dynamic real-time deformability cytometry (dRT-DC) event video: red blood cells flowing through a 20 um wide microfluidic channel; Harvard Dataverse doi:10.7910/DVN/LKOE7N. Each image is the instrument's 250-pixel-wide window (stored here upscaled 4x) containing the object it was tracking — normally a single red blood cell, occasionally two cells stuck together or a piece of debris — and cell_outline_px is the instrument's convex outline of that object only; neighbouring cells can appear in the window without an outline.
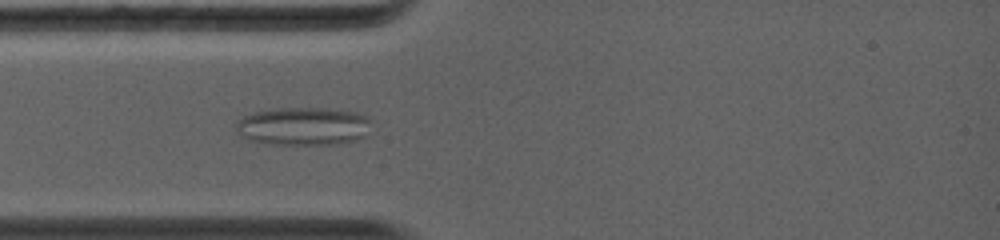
{"species": "common noctule bat (a hibernating species)", "species_latin": "Nyctalus noctula", "temperature_condition": "warm", "stored_images_in_passage": 7, "camera_frame_rate_fps": 5000, "um_per_image_px": 0.085, "animal": {"sex": "female", "body_mass_g": 19.0, "forearm_length_mm": 56.7}, "frame": {"image": 1, "passage_image": 4, "time_ms": 2.8, "image_size_px": [1000, 240], "cell_outline_px": [[372, 120], [364, 136], [352, 140], [336, 144], [276, 144], [252, 140], [244, 136], [240, 132], [236, 124], [244, 116], [256, 112], [280, 108], [320, 108], [356, 112], [368, 116]], "centroid_in_image_um": [25.85, 10.72], "position_along_channel_um": 59.2, "area_um2": 29.36}}
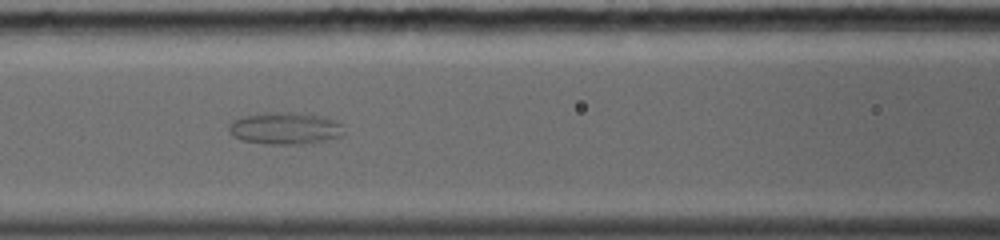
{"frame": {"image": 2, "passage_image": 6, "time_ms": 4.8, "image_size_px": [1000, 240], "cell_outline_px": [[344, 132], [340, 136], [324, 140], [304, 144], [268, 144], [240, 140], [232, 136], [228, 128], [228, 124], [244, 116], [264, 112], [288, 112], [320, 116], [332, 120], [340, 124]], "centroid_in_image_um": [24.17, 10.91], "position_along_channel_um": 142.4, "area_um2": 21.21}}
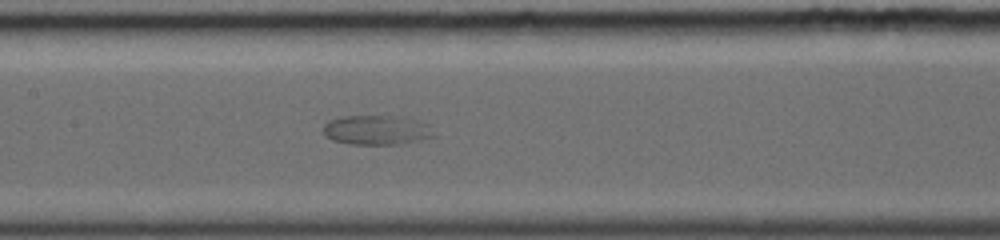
{"frame": {"image": 3, "passage_image": 7, "time_ms": 5.6, "image_size_px": [1000, 240], "cell_outline_px": [[436, 136], [420, 140], [396, 144], [352, 144], [332, 140], [324, 136], [324, 124], [328, 120], [340, 116], [392, 116], [428, 124]], "centroid_in_image_um": [31.95, 11.06], "position_along_channel_um": 175.4, "area_um2": 18.79}}